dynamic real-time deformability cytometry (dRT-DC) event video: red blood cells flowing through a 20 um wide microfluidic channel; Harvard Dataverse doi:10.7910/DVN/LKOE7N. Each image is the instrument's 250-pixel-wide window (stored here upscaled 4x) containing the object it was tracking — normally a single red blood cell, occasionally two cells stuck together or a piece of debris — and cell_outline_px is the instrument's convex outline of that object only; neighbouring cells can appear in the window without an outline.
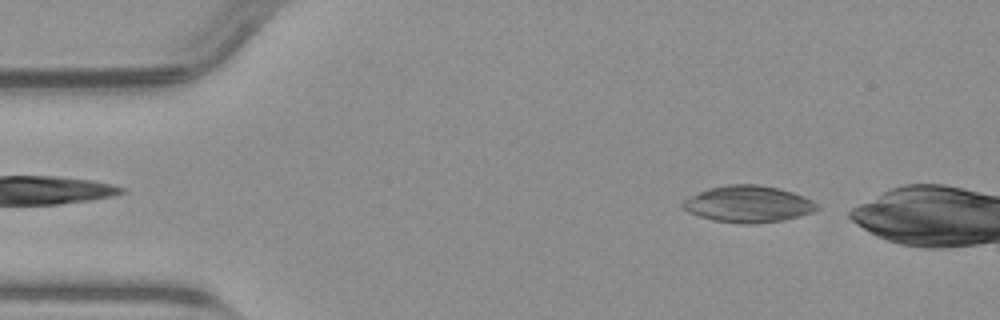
{"species": "common noctule bat (a hibernating species)", "species_latin": "Nyctalus noctula", "temperature_condition": "warm", "stored_images_in_passage": 37, "camera_frame_rate_fps": 3000, "um_per_image_px": 0.085, "animal": {"sex": "male", "body_mass_g": 23.1, "forearm_length_mm": 52.7}, "frame": {"image": 1, "passage_image": 1, "time_ms": 0.0, "image_size_px": [1000, 320], "cell_outline_px": [[820, 208], [812, 212], [800, 216], [784, 220], [756, 224], [740, 224], [712, 220], [688, 212], [680, 204], [684, 200], [708, 188], [728, 184], [760, 184], [780, 188], [804, 196], [812, 200]], "centroid_in_image_um": [63.62, 17.35], "position_along_channel_um": 21.4, "area_um2": 28.78}}
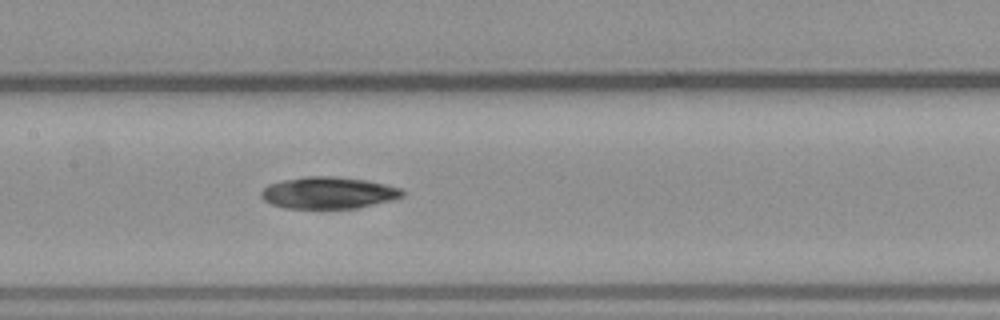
{"frame": {"image": 2, "passage_image": 18, "time_ms": 5.667, "image_size_px": [1000, 320], "cell_outline_px": [[404, 196], [392, 200], [356, 208], [284, 208], [272, 204], [264, 200], [260, 196], [260, 192], [268, 184], [284, 180], [304, 176], [340, 176], [364, 180], [384, 184], [400, 188], [404, 192]], "centroid_in_image_um": [27.89, 16.38], "position_along_channel_um": 179.5, "area_um2": 26.13}}
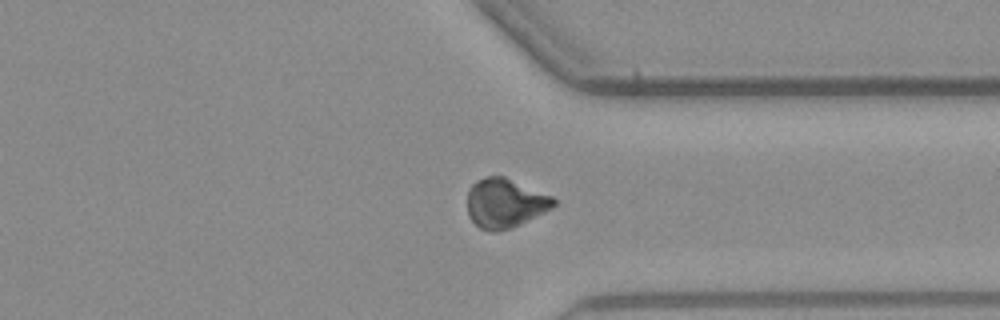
{"frame": {"image": 3, "passage_image": 32, "time_ms": 10.333, "image_size_px": [1000, 320], "cell_outline_px": [[556, 204], [552, 208], [512, 228], [496, 232], [492, 232], [480, 228], [468, 216], [468, 188], [476, 180], [488, 176], [504, 176], [552, 196], [556, 200]], "centroid_in_image_um": [42.91, 17.27], "position_along_channel_um": 368.5, "area_um2": 24.8}}